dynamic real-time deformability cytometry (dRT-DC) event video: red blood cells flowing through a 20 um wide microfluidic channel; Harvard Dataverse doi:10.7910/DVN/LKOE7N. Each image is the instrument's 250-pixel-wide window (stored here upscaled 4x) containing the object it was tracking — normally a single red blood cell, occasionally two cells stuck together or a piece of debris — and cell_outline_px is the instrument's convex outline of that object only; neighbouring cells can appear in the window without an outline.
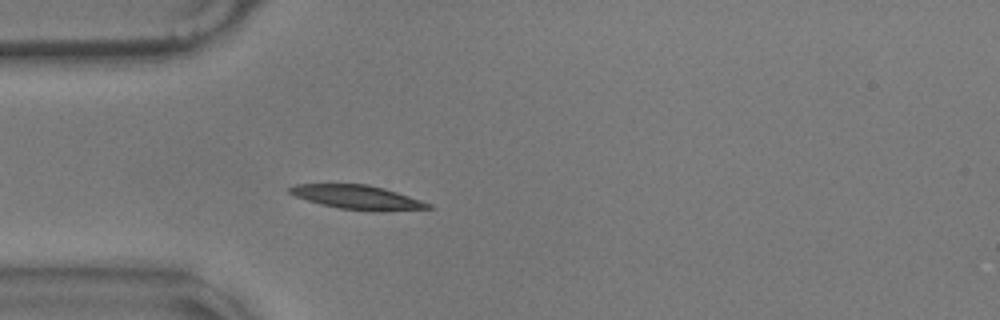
{"species": "common noctule bat (a hibernating species)", "species_latin": "Nyctalus noctula", "temperature_condition": "warm", "stored_images_in_passage": 13, "camera_frame_rate_fps": 3000, "um_per_image_px": 0.085, "animal": {"sex": "male", "body_mass_g": 17.9}, "frame": {"image": 1, "passage_image": 6, "time_ms": 1.667, "image_size_px": [1000, 320], "cell_outline_px": [[436, 208], [372, 212], [340, 208], [320, 204], [296, 196], [288, 192], [288, 188], [296, 184], [368, 184], [384, 188], [432, 204]], "centroid_in_image_um": [30.41, 16.78], "position_along_channel_um": 54.6, "area_um2": 19.42}}